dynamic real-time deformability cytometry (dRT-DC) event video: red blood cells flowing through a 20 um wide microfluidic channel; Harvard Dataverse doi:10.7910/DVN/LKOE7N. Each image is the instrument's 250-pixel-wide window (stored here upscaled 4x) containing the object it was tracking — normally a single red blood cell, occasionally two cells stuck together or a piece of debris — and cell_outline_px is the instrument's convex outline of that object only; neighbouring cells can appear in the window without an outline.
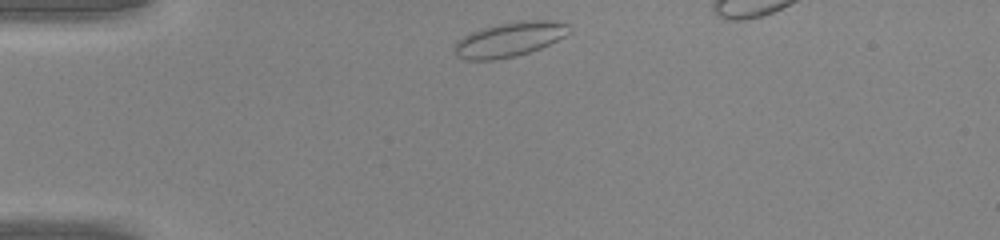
{"species": "common noctule bat (a hibernating species)", "species_latin": "Nyctalus noctula", "temperature_condition": "warm", "stored_images_in_passage": 30, "camera_frame_rate_fps": 3000, "um_per_image_px": 0.085, "animal": {"sex": "male", "body_mass_g": 20.0, "forearm_length_mm": 53.3}, "frame": {"image": 1, "passage_image": 1, "time_ms": 0.0, "image_size_px": [1000, 240], "cell_outline_px": [[572, 32], [540, 48], [516, 56], [492, 60], [468, 60], [460, 56], [456, 52], [456, 40], [480, 28], [520, 20], [544, 20], [568, 24], [572, 28]], "centroid_in_image_um": [43.34, 3.34], "position_along_channel_um": 41.7, "area_um2": 22.77}}
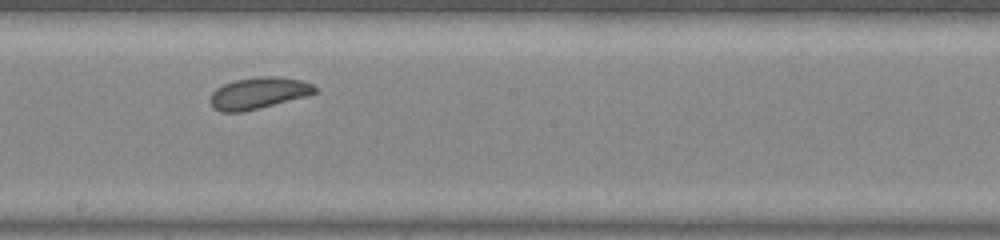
{"frame": {"image": 2, "passage_image": 16, "time_ms": 5.0, "image_size_px": [1000, 240], "cell_outline_px": [[316, 92], [304, 96], [260, 108], [244, 112], [220, 112], [212, 108], [208, 100], [212, 92], [216, 88], [224, 84], [236, 80], [260, 76], [272, 76], [304, 80], [312, 84], [316, 88]], "centroid_in_image_um": [21.91, 7.92], "position_along_channel_um": 226.3, "area_um2": 19.25}}
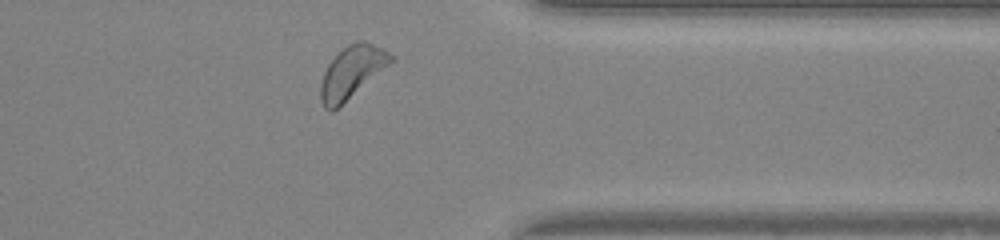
{"frame": {"image": 3, "passage_image": 27, "time_ms": 8.667, "image_size_px": [1000, 240], "cell_outline_px": [[392, 60], [388, 64], [332, 112], [328, 112], [324, 108], [320, 100], [320, 84], [324, 72], [328, 64], [348, 44], [356, 40], [364, 40], [384, 48], [392, 56]], "centroid_in_image_um": [29.85, 6.12], "position_along_channel_um": 381.6, "area_um2": 20.69}}